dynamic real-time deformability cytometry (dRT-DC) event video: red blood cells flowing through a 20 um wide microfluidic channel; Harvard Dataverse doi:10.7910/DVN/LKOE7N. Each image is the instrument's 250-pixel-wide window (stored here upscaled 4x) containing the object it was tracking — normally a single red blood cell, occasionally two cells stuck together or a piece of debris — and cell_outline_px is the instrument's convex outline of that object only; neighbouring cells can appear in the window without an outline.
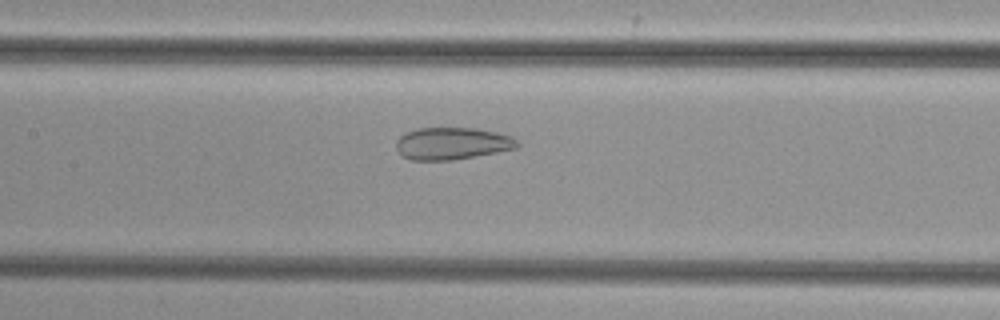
{"species": "common noctule bat (a hibernating species)", "species_latin": "Nyctalus noctula", "temperature_condition": "cold", "stored_images_in_passage": 38, "camera_frame_rate_fps": 3000, "um_per_image_px": 0.085, "animal": {"sex": "female", "body_mass_g": 29.2, "forearm_length_mm": 56.3}, "frame": {"image": 1, "passage_image": 17, "time_ms": 5.333, "image_size_px": [1000, 320], "cell_outline_px": [[520, 144], [516, 148], [496, 152], [452, 160], [408, 160], [400, 156], [396, 148], [396, 140], [404, 132], [420, 128], [480, 128], [512, 136]], "centroid_in_image_um": [38.39, 12.19], "position_along_channel_um": 169.0, "area_um2": 22.89}}
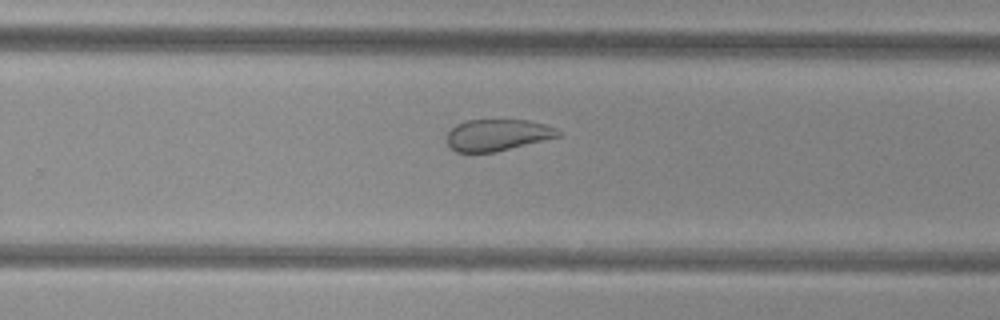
{"frame": {"image": 2, "passage_image": 26, "time_ms": 8.333, "image_size_px": [1000, 320], "cell_outline_px": [[564, 132], [560, 136], [496, 152], [456, 152], [448, 144], [448, 132], [456, 124], [464, 120], [528, 120], [544, 124], [556, 128]], "centroid_in_image_um": [42.31, 11.47], "position_along_channel_um": 287.5, "area_um2": 20.46}}
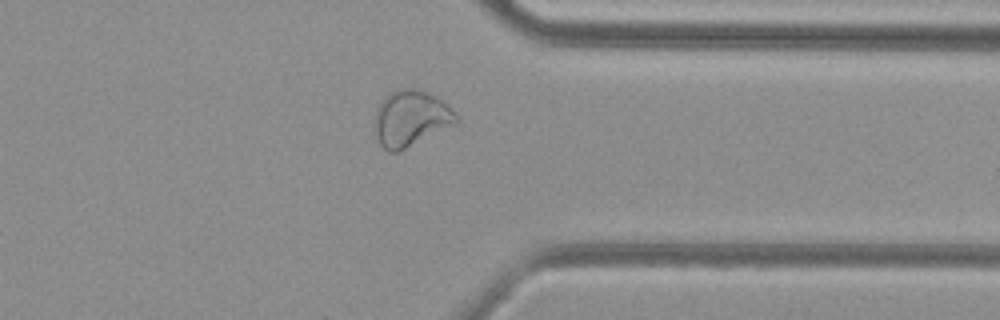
{"frame": {"image": 3, "passage_image": 33, "time_ms": 10.667, "image_size_px": [1000, 320], "cell_outline_px": [[460, 120], [456, 124], [400, 152], [388, 152], [380, 144], [376, 136], [376, 112], [384, 96], [396, 88], [416, 88], [436, 96]], "centroid_in_image_um": [34.9, 10.08], "position_along_channel_um": 376.5, "area_um2": 26.41}}